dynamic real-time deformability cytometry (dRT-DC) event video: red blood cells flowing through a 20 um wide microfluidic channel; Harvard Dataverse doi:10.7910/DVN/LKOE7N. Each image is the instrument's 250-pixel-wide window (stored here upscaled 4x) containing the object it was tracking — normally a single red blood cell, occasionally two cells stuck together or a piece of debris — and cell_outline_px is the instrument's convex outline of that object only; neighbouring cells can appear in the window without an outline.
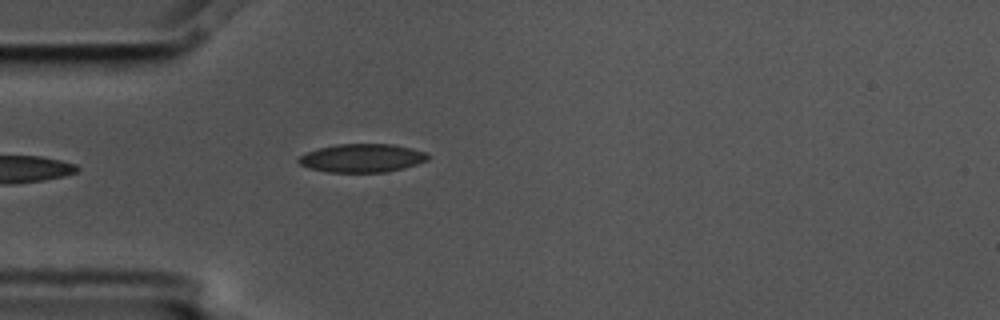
{"species": "common noctule bat (a hibernating species)", "species_latin": "Nyctalus noctula", "temperature_condition": "cold", "stored_images_in_passage": 4, "camera_frame_rate_fps": 3000, "um_per_image_px": 0.085, "animal": {"sex": "male", "body_mass_g": 17.5, "forearm_length_mm": 52.3}, "frame": {"image": 1, "passage_image": 4, "time_ms": 1.0, "image_size_px": [1000, 320], "cell_outline_px": [[428, 160], [404, 168], [388, 172], [328, 172], [308, 168], [300, 164], [296, 160], [300, 156], [308, 152], [320, 148], [336, 144], [392, 144], [412, 148], [424, 152], [428, 156]], "centroid_in_image_um": [30.77, 13.44], "position_along_channel_um": 54.2, "area_um2": 21.33}}